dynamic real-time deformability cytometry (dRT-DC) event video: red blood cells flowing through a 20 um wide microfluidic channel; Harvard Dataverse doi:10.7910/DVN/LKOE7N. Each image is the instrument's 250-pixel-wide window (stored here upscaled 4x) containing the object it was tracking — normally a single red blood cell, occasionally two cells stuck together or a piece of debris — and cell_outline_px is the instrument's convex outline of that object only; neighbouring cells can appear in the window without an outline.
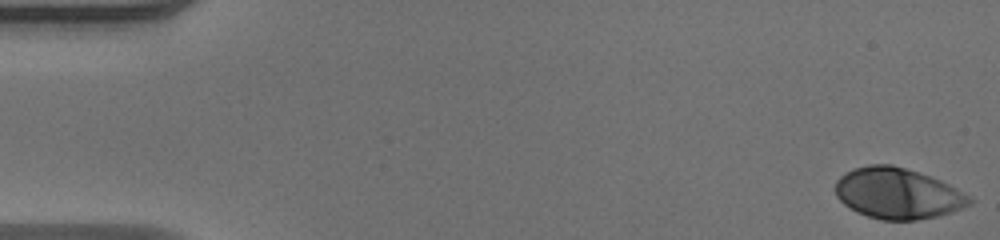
{"species": "human", "species_latin": "Homo sapiens", "temperature_condition": "warm", "stored_images_in_passage": 51, "camera_frame_rate_fps": 3000, "um_per_image_px": 0.085, "donor": {"sex": "male"}, "frame": {"image": 1, "passage_image": 1, "time_ms": 0.0, "image_size_px": [1000, 240], "cell_outline_px": [[976, 200], [972, 204], [952, 212], [936, 216], [916, 220], [880, 220], [856, 212], [844, 204], [836, 196], [832, 188], [836, 180], [840, 176], [856, 168], [868, 164], [892, 164], [940, 180], [956, 188]], "centroid_in_image_um": [76.28, 16.45], "position_along_channel_um": 8.7, "area_um2": 39.82}}
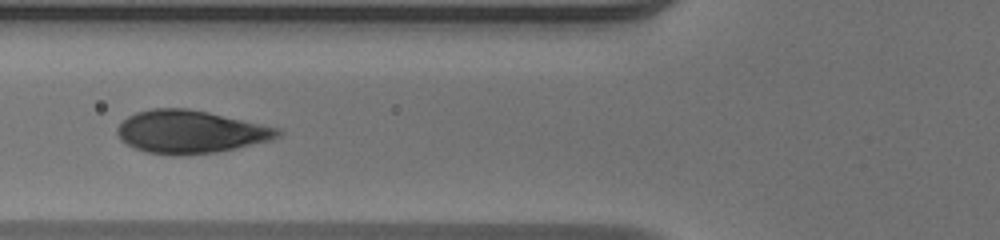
{"frame": {"image": 2, "passage_image": 20, "time_ms": 6.333, "image_size_px": [1000, 240], "cell_outline_px": [[284, 132], [280, 136], [272, 140], [236, 148], [216, 152], [180, 156], [172, 156], [144, 152], [120, 140], [116, 132], [116, 128], [128, 116], [136, 112], [152, 108], [188, 108], [208, 112], [280, 128]], "centroid_in_image_um": [16.18, 11.21], "position_along_channel_um": 109.6, "area_um2": 40.4}}
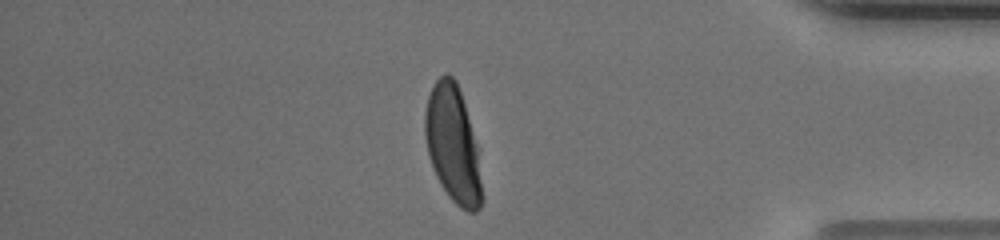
{"frame": {"image": 3, "passage_image": 44, "time_ms": 14.333, "image_size_px": [1000, 240], "cell_outline_px": [[480, 208], [476, 212], [468, 212], [460, 208], [448, 196], [440, 184], [436, 176], [428, 152], [424, 136], [424, 112], [428, 96], [436, 80], [444, 72], [448, 72], [456, 80], [464, 104], [476, 148], [480, 180]], "centroid_in_image_um": [38.43, 12.23], "position_along_channel_um": 396.8, "area_um2": 37.86}, "authors_computed_cell_mechanics": {"area_um2": 39.593, "velocity_mm_per_s": 3.9666, "shape_relaxation_time_tau1_ms": 2.7915, "shape_relaxation_time_tau2_ms": null, "deformation_change_tau1": 0.1921, "deformation_change_tau2": null}}